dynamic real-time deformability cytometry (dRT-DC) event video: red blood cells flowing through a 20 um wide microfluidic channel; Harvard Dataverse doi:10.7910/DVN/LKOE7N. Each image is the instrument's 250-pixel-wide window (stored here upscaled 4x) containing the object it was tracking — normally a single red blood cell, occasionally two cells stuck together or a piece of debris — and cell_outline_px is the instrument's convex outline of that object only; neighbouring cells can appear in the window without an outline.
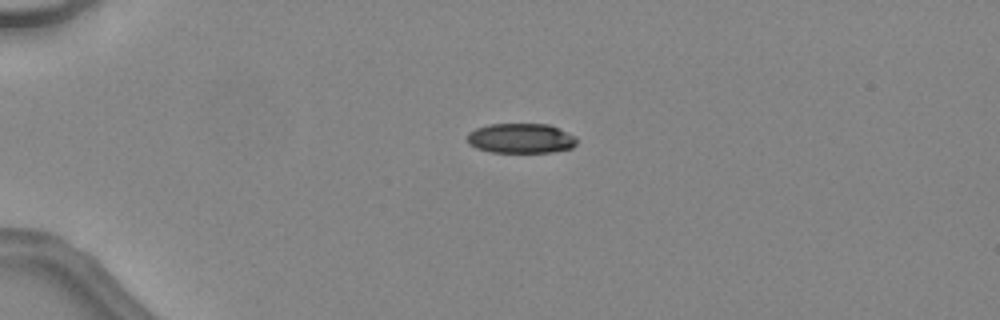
{"species": "common noctule bat (a hibernating species)", "species_latin": "Nyctalus noctula", "temperature_condition": "warm", "stored_images_in_passage": 35, "camera_frame_rate_fps": 3000, "um_per_image_px": 0.085, "animal": {"sex": "female", "body_mass_g": 24.6, "forearm_length_mm": 56.2}, "frame": {"image": 1, "passage_image": 1, "time_ms": 0.0, "image_size_px": [1000, 320], "cell_outline_px": [[576, 144], [572, 148], [552, 152], [492, 152], [476, 148], [468, 144], [468, 132], [476, 128], [488, 124], [548, 124], [576, 136]], "centroid_in_image_um": [44.26, 11.76], "position_along_channel_um": 40.7, "area_um2": 19.07}}
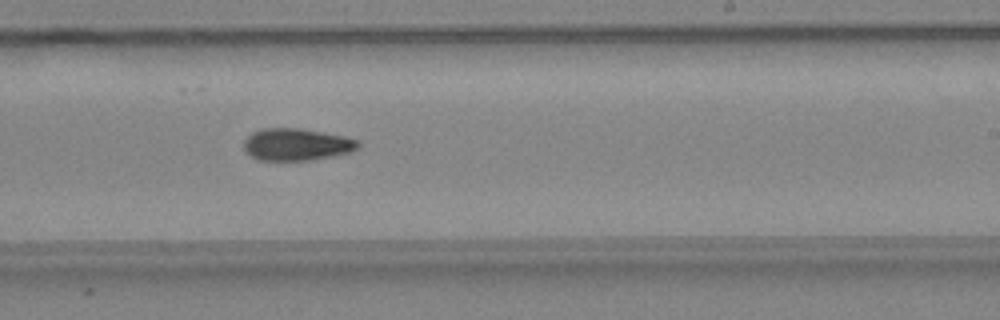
{"frame": {"image": 2, "passage_image": 19, "time_ms": 6.0, "image_size_px": [1000, 320], "cell_outline_px": [[360, 148], [352, 152], [312, 160], [256, 160], [244, 148], [244, 140], [252, 132], [260, 128], [300, 128], [344, 136], [360, 140]], "centroid_in_image_um": [25.24, 12.27], "position_along_channel_um": 263.8, "area_um2": 21.56}}
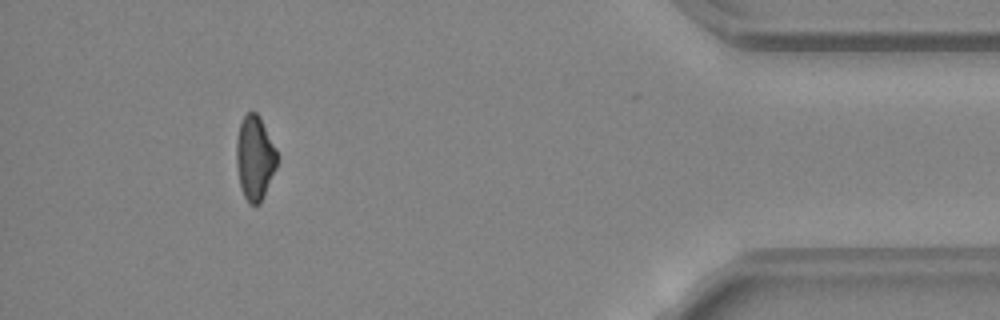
{"frame": {"image": 3, "passage_image": 32, "time_ms": 10.333, "image_size_px": [1000, 320], "cell_outline_px": [[280, 156], [276, 168], [264, 196], [260, 204], [248, 204], [240, 188], [236, 164], [236, 140], [240, 124], [244, 116], [252, 108], [260, 116]], "centroid_in_image_um": [21.67, 13.41], "position_along_channel_um": 413.5, "area_um2": 20.46}, "authors_computed_cell_mechanics": {"area_um2": 21.4438, "velocity_mm_per_s": 4.5635, "shape_relaxation_time_tau1_ms": 7.2867, "shape_relaxation_time_tau2_ms": 7.4876, "deformation_change_tau1": 0.2018, "deformation_change_tau2": 0.165}}